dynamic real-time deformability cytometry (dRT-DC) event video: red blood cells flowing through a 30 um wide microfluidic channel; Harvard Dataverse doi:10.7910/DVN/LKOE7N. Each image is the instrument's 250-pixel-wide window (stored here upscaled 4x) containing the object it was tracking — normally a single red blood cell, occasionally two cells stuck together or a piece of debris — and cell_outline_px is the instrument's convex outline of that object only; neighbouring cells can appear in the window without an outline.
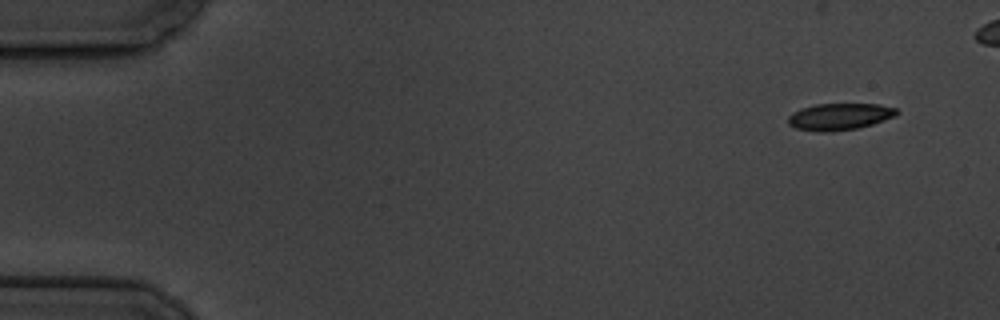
{"species": "common noctule bat (a hibernating species)", "species_latin": "Nyctalus noctula", "temperature_condition": "cold", "stored_images_in_passage": 6, "camera_frame_rate_fps": 3000, "um_per_image_px": 0.085, "animal": {"sex": "male", "body_mass_g": 19.5, "forearm_length_mm": 54.6}, "frame": {"image": 1, "passage_image": 1, "time_ms": 0.0, "image_size_px": [1000, 320], "cell_outline_px": [[900, 112], [896, 116], [872, 124], [856, 128], [832, 132], [820, 132], [796, 128], [788, 124], [788, 116], [792, 112], [800, 108], [816, 104], [880, 104], [896, 108]], "centroid_in_image_um": [71.36, 9.91], "position_along_channel_um": 13.6, "area_um2": 17.05}}